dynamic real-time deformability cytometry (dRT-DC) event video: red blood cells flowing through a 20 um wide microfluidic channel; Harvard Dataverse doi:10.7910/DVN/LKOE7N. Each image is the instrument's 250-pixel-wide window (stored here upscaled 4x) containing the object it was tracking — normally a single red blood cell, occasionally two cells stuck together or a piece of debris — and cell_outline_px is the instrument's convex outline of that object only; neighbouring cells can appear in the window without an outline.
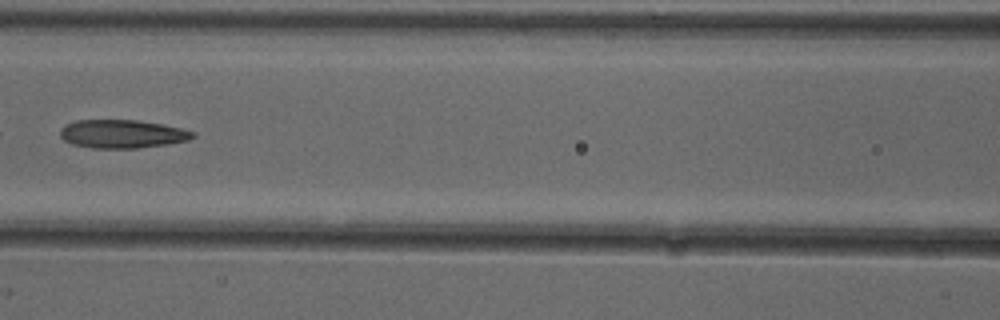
{"species": "common noctule bat (a hibernating species)", "species_latin": "Nyctalus noctula", "temperature_condition": "cold", "stored_images_in_passage": 6, "camera_frame_rate_fps": 3000, "um_per_image_px": 0.085, "animal": {"sex": "female"}, "frame": {"image": 1, "passage_image": 6, "time_ms": 1.667, "image_size_px": [1000, 320], "cell_outline_px": [[196, 136], [188, 140], [168, 144], [136, 148], [92, 148], [72, 144], [64, 140], [60, 136], [60, 128], [64, 124], [76, 120], [136, 120], [160, 124], [180, 128], [196, 132]], "centroid_in_image_um": [10.36, 11.38], "position_along_channel_um": 156.2, "area_um2": 21.96}}